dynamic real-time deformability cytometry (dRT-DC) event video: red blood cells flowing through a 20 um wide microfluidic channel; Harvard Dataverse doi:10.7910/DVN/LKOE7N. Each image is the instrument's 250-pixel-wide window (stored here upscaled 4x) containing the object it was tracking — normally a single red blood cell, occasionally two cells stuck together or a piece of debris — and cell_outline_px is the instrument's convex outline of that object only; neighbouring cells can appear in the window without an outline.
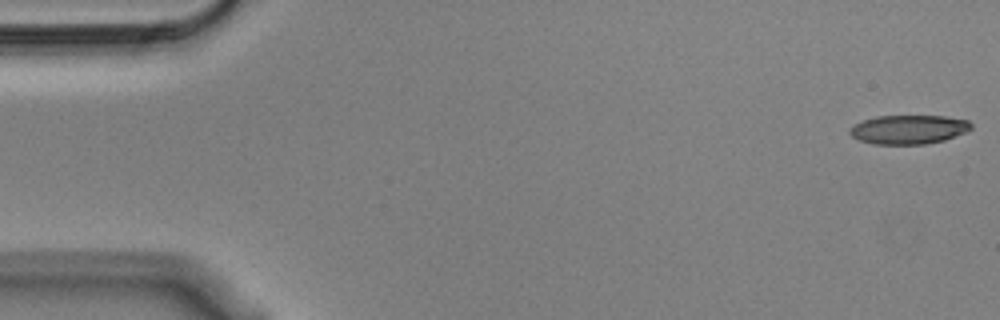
{"species": "Egyptian fruit bat (a non-hibernating species)", "species_latin": "Rousettus aegyptiacus", "temperature_condition": "cold", "stored_images_in_passage": 54, "camera_frame_rate_fps": 3000, "um_per_image_px": 0.085, "animal": {"sex": "male"}, "frame": {"image": 1, "passage_image": 1, "time_ms": 0.0, "image_size_px": [1000, 320], "cell_outline_px": [[972, 128], [964, 132], [944, 140], [924, 144], [872, 144], [860, 140], [852, 136], [848, 132], [848, 128], [852, 124], [876, 116], [944, 116], [968, 120], [972, 124]], "centroid_in_image_um": [77.19, 11.0], "position_along_channel_um": 7.8, "area_um2": 20.52}}
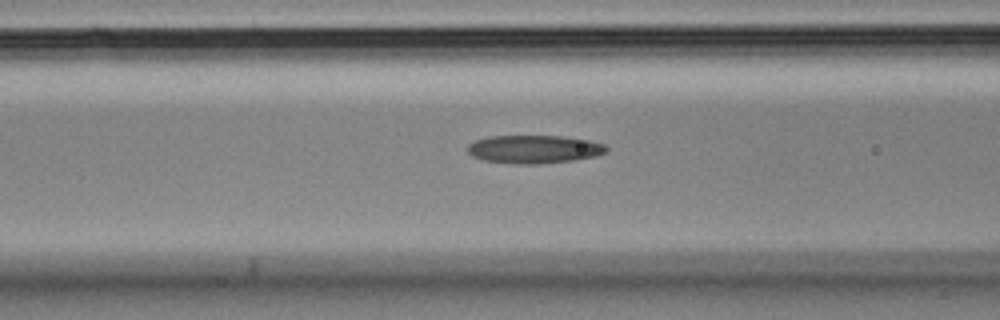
{"frame": {"image": 2, "passage_image": 21, "time_ms": 6.667, "image_size_px": [1000, 320], "cell_outline_px": [[608, 148], [604, 152], [596, 156], [572, 160], [540, 164], [512, 164], [484, 160], [472, 156], [468, 152], [468, 144], [476, 140], [492, 136], [560, 136], [588, 140], [604, 144]], "centroid_in_image_um": [45.37, 12.69], "position_along_channel_um": 121.2, "area_um2": 22.66}}
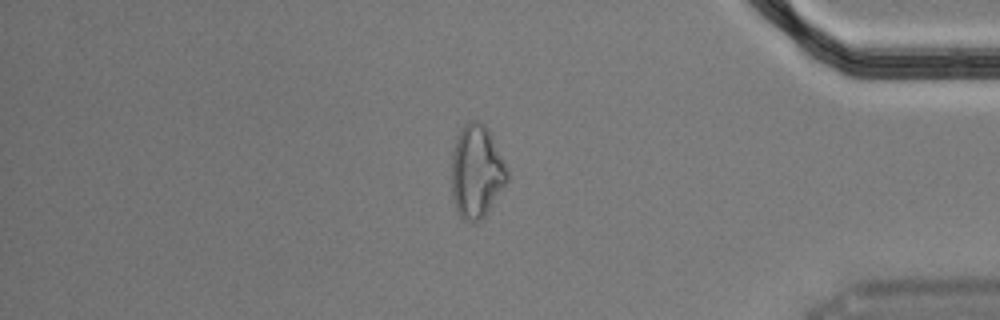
{"frame": {"image": 3, "passage_image": 46, "time_ms": 15.0, "image_size_px": [1000, 320], "cell_outline_px": [[508, 180], [484, 216], [480, 220], [472, 224], [464, 220], [456, 212], [452, 196], [452, 152], [456, 136], [460, 128], [468, 120], [480, 120], [484, 124], [508, 168]], "centroid_in_image_um": [40.47, 14.58], "position_along_channel_um": 394.7, "area_um2": 30.29}, "authors_computed_cell_mechanics": {"area_um2": 22.5998, "velocity_mm_per_s": 3.6426, "shape_relaxation_time_tau1_ms": null, "shape_relaxation_time_tau2_ms": 5.353, "deformation_change_tau1": null, "deformation_change_tau2": 0.1839}}